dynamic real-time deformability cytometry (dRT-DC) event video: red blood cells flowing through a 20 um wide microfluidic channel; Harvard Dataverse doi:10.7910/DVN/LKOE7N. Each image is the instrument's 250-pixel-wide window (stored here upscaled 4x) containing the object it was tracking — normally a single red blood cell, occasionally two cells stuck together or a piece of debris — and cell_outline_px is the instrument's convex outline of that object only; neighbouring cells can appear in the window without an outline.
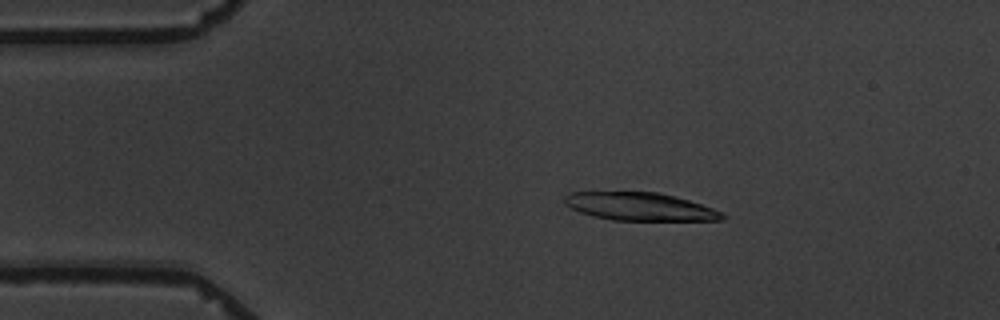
{"species": "common noctule bat (a hibernating species)", "species_latin": "Nyctalus noctula", "temperature_condition": "warm", "stored_images_in_passage": 4, "camera_frame_rate_fps": 3000, "um_per_image_px": 0.085, "animal": {"sex": "male", "body_mass_g": 19.5, "forearm_length_mm": 54.6}, "frame": {"image": 1, "passage_image": 1, "time_ms": 0.0, "image_size_px": [1000, 320], "cell_outline_px": [[728, 216], [724, 220], [612, 220], [580, 212], [564, 204], [564, 196], [568, 192], [656, 192], [688, 200], [724, 212]], "centroid_in_image_um": [54.4, 17.56], "position_along_channel_um": 30.6, "area_um2": 25.55}}